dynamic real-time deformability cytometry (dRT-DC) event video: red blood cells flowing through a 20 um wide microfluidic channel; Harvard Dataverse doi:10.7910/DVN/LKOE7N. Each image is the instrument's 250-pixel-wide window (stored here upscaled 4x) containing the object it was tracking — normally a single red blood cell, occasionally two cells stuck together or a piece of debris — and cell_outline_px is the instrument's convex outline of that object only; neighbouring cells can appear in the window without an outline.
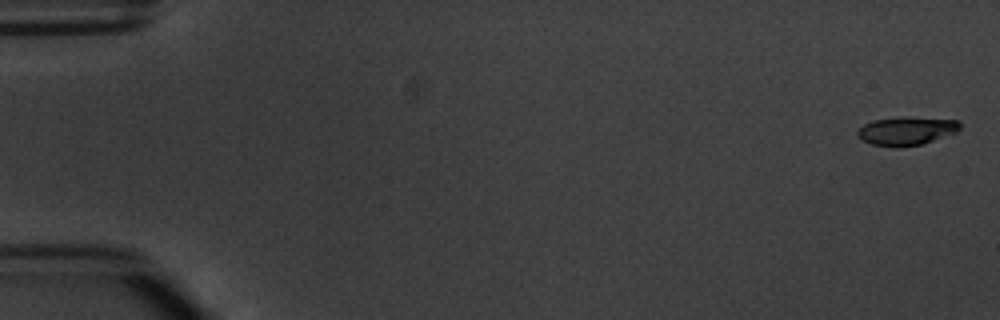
{"species": "common noctule bat (a hibernating species)", "species_latin": "Nyctalus noctula", "temperature_condition": "warm", "stored_images_in_passage": 5, "camera_frame_rate_fps": 3000, "um_per_image_px": 0.085, "animal": {"sex": "male", "body_mass_g": 20.1, "forearm_length_mm": 53.5}, "frame": {"image": 1, "passage_image": 1, "time_ms": 0.0, "image_size_px": [1000, 320], "cell_outline_px": [[960, 128], [956, 132], [920, 144], [892, 148], [872, 144], [864, 140], [856, 132], [864, 124], [872, 120], [904, 116], [960, 120]], "centroid_in_image_um": [77.05, 11.11], "position_along_channel_um": 8.0, "area_um2": 16.88}}
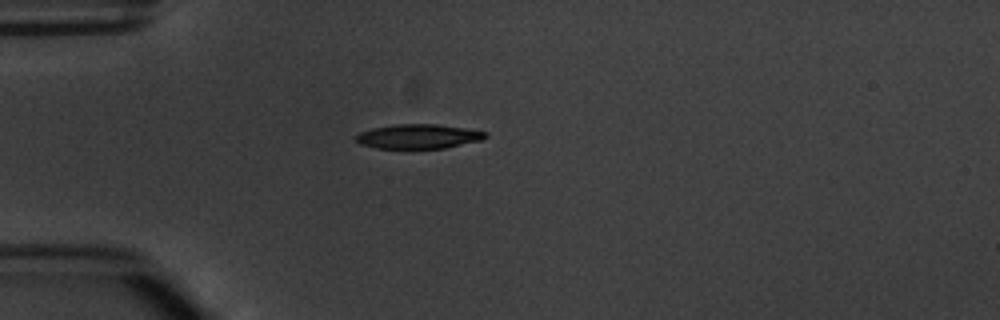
{"frame": {"image": 2, "passage_image": 5, "time_ms": 4.667, "image_size_px": [1000, 320], "cell_outline_px": [[488, 136], [480, 140], [444, 148], [376, 148], [360, 144], [356, 140], [356, 136], [360, 132], [372, 128], [396, 124], [436, 124], [464, 128], [488, 132]], "centroid_in_image_um": [35.55, 11.59], "position_along_channel_um": 49.4, "area_um2": 18.26}}